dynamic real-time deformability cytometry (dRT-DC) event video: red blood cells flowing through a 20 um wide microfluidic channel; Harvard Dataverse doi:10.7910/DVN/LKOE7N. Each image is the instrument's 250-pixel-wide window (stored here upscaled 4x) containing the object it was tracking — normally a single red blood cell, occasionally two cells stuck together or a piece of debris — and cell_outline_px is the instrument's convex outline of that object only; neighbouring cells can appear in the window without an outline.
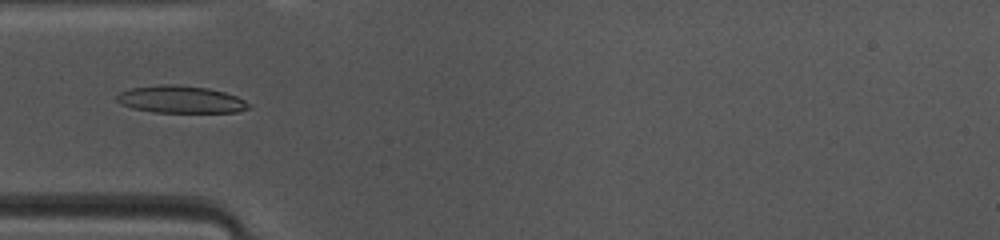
{"species": "common noctule bat (a hibernating species)", "species_latin": "Nyctalus noctula", "temperature_condition": "warm", "stored_images_in_passage": 46, "camera_frame_rate_fps": 3000, "um_per_image_px": 0.085, "animal": {"sex": "female", "body_mass_g": 10.0, "forearm_length_mm": 53.1}, "frame": {"image": 1, "passage_image": 12, "time_ms": 3.667, "image_size_px": [1000, 240], "cell_outline_px": [[252, 108], [236, 112], [152, 112], [132, 108], [120, 104], [116, 100], [116, 96], [120, 92], [132, 88], [164, 84], [176, 84], [208, 88], [224, 92], [236, 96], [244, 100]], "centroid_in_image_um": [15.35, 8.45], "position_along_channel_um": 69.7, "area_um2": 20.92}}
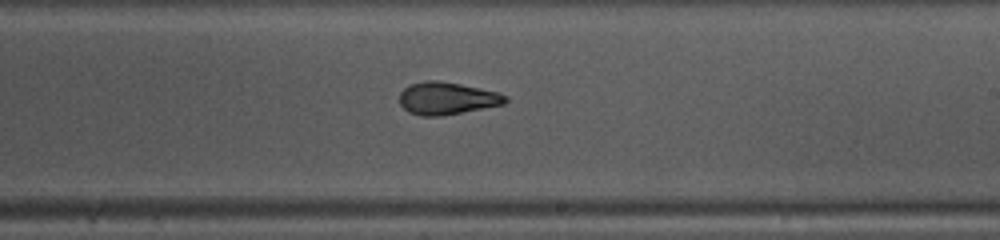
{"frame": {"image": 2, "passage_image": 25, "time_ms": 8.0, "image_size_px": [1000, 240], "cell_outline_px": [[508, 100], [504, 104], [440, 116], [420, 116], [408, 112], [400, 104], [400, 92], [408, 84], [424, 80], [436, 80], [460, 84], [480, 88], [496, 92], [508, 96]], "centroid_in_image_um": [37.95, 8.35], "position_along_channel_um": 251.0, "area_um2": 20.0}}
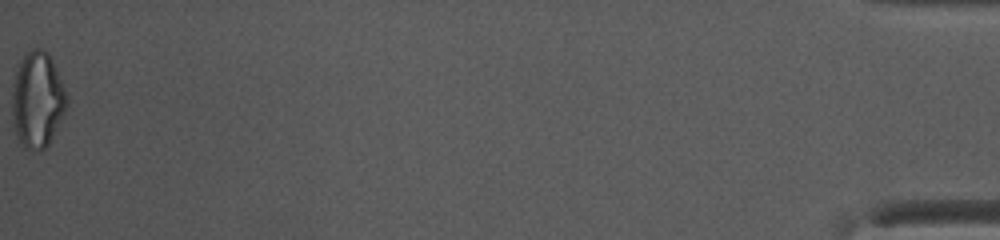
{"frame": {"image": 3, "passage_image": 46, "time_ms": 15.0, "image_size_px": [1000, 240], "cell_outline_px": [[68, 104], [48, 144], [40, 152], [24, 148], [20, 144], [16, 136], [12, 124], [12, 92], [16, 72], [20, 60], [32, 48], [40, 48], [48, 52], [52, 60], [64, 88], [68, 100]], "centroid_in_image_um": [3.15, 8.51], "position_along_channel_um": 432.0, "area_um2": 30.46}, "authors_computed_cell_mechanics": {"area_um2": 20.4612, "velocity_mm_per_s": 4.1542, "shape_relaxation_time_tau1_ms": 5.3205, "shape_relaxation_time_tau2_ms": 3.5339, "deformation_change_tau1": 0.2067, "deformation_change_tau2": 0.0842}}